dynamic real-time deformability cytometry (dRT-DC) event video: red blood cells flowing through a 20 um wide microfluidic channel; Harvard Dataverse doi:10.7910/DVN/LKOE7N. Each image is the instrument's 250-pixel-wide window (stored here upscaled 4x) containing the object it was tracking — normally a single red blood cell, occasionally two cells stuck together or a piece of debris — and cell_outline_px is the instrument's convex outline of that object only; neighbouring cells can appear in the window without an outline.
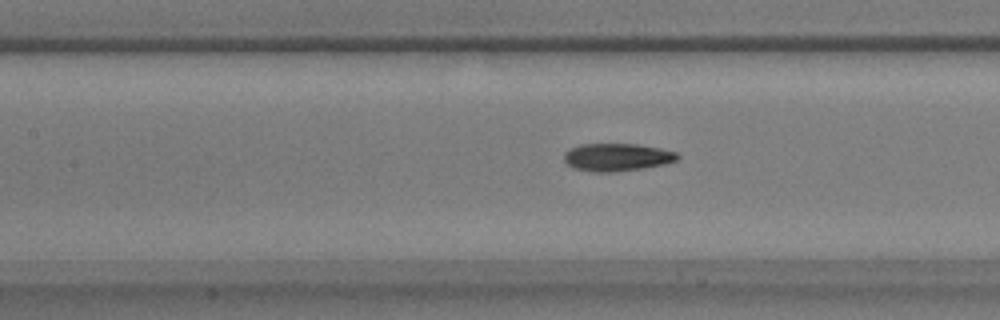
{"species": "common noctule bat (a hibernating species)", "species_latin": "Nyctalus noctula", "temperature_condition": "warm", "stored_images_in_passage": 52, "camera_frame_rate_fps": 3000, "um_per_image_px": 0.085, "animal": {"sex": "male", "body_mass_g": 17.9}, "frame": {"image": 1, "passage_image": 24, "time_ms": 7.667, "image_size_px": [1000, 320], "cell_outline_px": [[680, 156], [676, 160], [664, 164], [644, 168], [616, 172], [592, 172], [572, 168], [564, 160], [564, 152], [568, 148], [580, 144], [636, 144], [660, 148], [676, 152]], "centroid_in_image_um": [52.4, 13.36], "position_along_channel_um": 155.0, "area_um2": 18.5}}
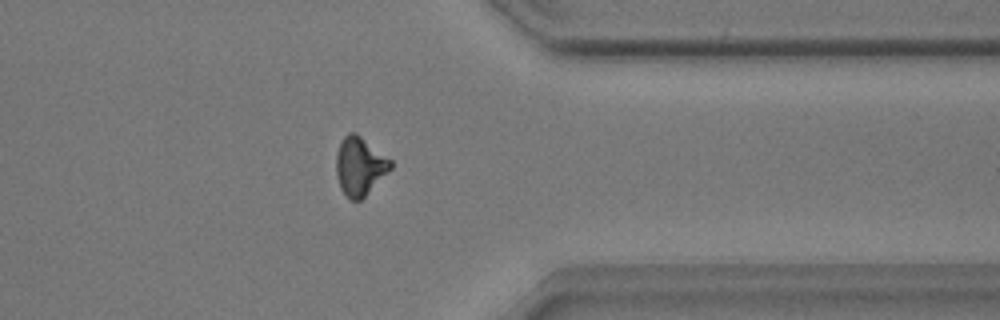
{"frame": {"image": 2, "passage_image": 42, "time_ms": 13.667, "image_size_px": [1000, 320], "cell_outline_px": [[392, 168], [360, 200], [352, 200], [340, 188], [336, 176], [336, 152], [344, 136], [348, 132], [356, 132], [392, 160]], "centroid_in_image_um": [30.57, 14.09], "position_along_channel_um": 380.8, "area_um2": 18.38}}
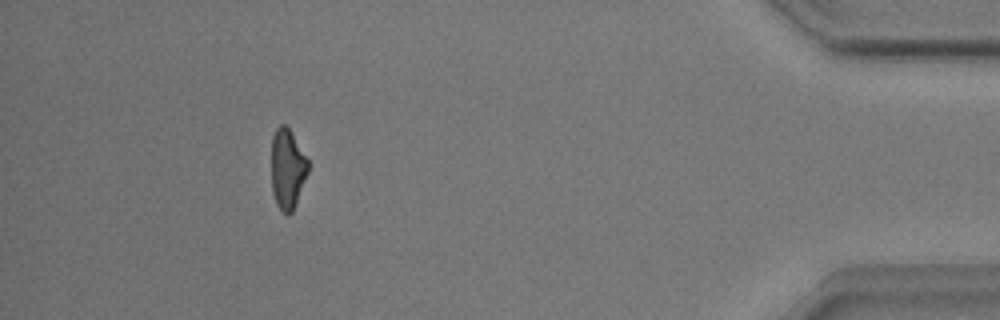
{"frame": {"image": 3, "passage_image": 48, "time_ms": 15.667, "image_size_px": [1000, 320], "cell_outline_px": [[308, 172], [292, 212], [288, 216], [276, 204], [272, 192], [272, 136], [276, 128], [280, 124], [284, 124], [288, 128], [308, 160]], "centroid_in_image_um": [24.42, 14.36], "position_along_channel_um": 410.8, "area_um2": 16.82}, "authors_computed_cell_mechanics": {"area_um2": 17.9469, "velocity_mm_per_s": 3.9002, "shape_relaxation_time_tau1_ms": 6.0478, "shape_relaxation_time_tau2_ms": 1.7767, "deformation_change_tau1": 0.1991, "deformation_change_tau2": 0.0914}}